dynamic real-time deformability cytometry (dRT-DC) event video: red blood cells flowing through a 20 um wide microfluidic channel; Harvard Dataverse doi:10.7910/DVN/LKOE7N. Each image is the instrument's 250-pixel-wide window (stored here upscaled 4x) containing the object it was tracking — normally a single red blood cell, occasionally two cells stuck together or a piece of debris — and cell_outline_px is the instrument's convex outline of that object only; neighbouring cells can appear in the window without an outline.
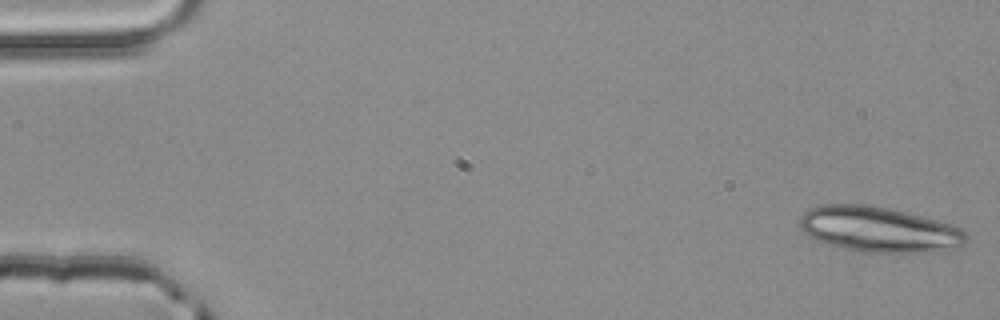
{"species": "common noctule bat (a hibernating species)", "species_latin": "Nyctalus noctula", "temperature_condition": "room temperature", "stored_images_in_passage": 4, "camera_frame_rate_fps": 3000, "um_per_image_px": 0.085, "animal": {"sex": "male", "body_mass_g": 20.4}, "frame": {"image": 1, "passage_image": 1, "time_ms": 0.0, "image_size_px": [1000, 320], "cell_outline_px": [[968, 244], [960, 248], [940, 252], [864, 252], [844, 248], [828, 244], [816, 240], [808, 236], [800, 228], [800, 216], [808, 208], [820, 204], [864, 204], [888, 208], [952, 224], [968, 232]], "centroid_in_image_um": [74.76, 19.51], "position_along_channel_um": 10.2, "area_um2": 44.51}}